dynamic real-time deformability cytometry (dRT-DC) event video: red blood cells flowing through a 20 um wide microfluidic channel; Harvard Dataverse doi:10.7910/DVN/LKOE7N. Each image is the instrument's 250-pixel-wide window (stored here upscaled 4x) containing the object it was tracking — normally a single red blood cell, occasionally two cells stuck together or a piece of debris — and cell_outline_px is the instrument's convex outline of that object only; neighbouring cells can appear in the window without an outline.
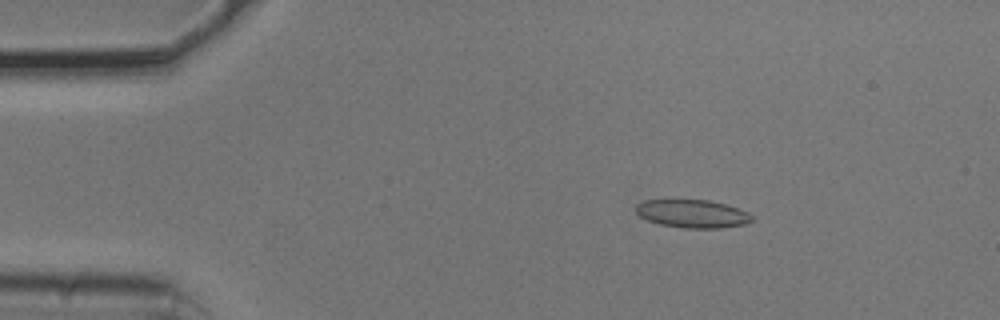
{"species": "common noctule bat (a hibernating species)", "species_latin": "Nyctalus noctula", "temperature_condition": "cold", "stored_images_in_passage": 54, "camera_frame_rate_fps": 3000, "um_per_image_px": 0.085, "animal": {"sex": "male", "body_mass_g": 20.5, "forearm_length_mm": 52.5}, "frame": {"image": 1, "passage_image": 9, "time_ms": 2.667, "image_size_px": [1000, 320], "cell_outline_px": [[752, 220], [744, 224], [720, 228], [684, 228], [660, 224], [648, 220], [640, 216], [636, 212], [636, 204], [644, 200], [708, 200], [724, 204], [748, 212], [752, 216]], "centroid_in_image_um": [58.83, 18.16], "position_along_channel_um": 26.2, "area_um2": 18.79}}
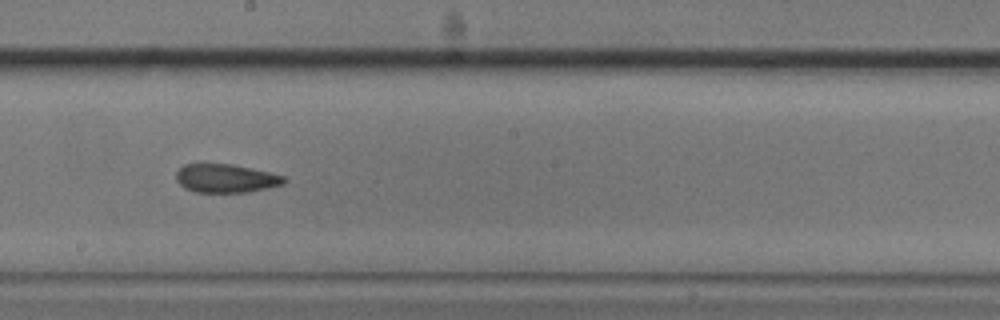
{"frame": {"image": 2, "passage_image": 30, "time_ms": 9.667, "image_size_px": [1000, 320], "cell_outline_px": [[288, 180], [284, 184], [268, 188], [248, 192], [196, 192], [184, 188], [176, 180], [176, 172], [184, 164], [232, 164], [268, 172], [284, 176]], "centroid_in_image_um": [19.2, 15.16], "position_along_channel_um": 229.0, "area_um2": 17.92}}
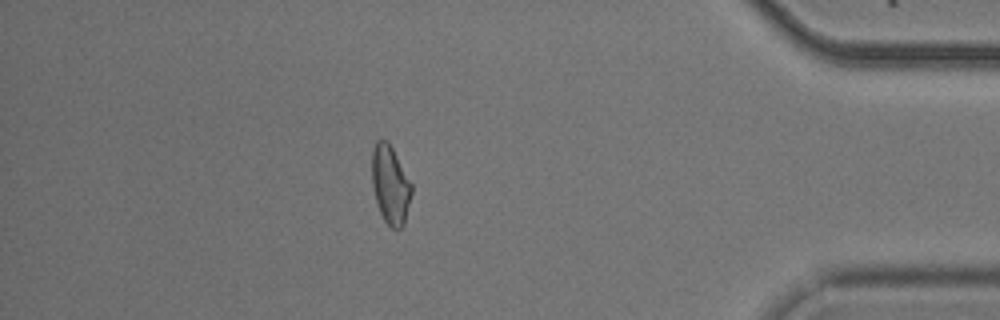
{"frame": {"image": 3, "passage_image": 47, "time_ms": 15.333, "image_size_px": [1000, 320], "cell_outline_px": [[412, 192], [404, 224], [396, 232], [384, 220], [380, 212], [376, 200], [372, 184], [372, 148], [376, 140], [388, 140], [412, 184]], "centroid_in_image_um": [33.18, 15.7], "position_along_channel_um": 402.0, "area_um2": 18.15}, "authors_computed_cell_mechanics": {"area_um2": 18.785, "velocity_mm_per_s": 3.773, "shape_relaxation_time_tau1_ms": null, "shape_relaxation_time_tau2_ms": 4.4605, "deformation_change_tau1": null, "deformation_change_tau2": 0.1008}}